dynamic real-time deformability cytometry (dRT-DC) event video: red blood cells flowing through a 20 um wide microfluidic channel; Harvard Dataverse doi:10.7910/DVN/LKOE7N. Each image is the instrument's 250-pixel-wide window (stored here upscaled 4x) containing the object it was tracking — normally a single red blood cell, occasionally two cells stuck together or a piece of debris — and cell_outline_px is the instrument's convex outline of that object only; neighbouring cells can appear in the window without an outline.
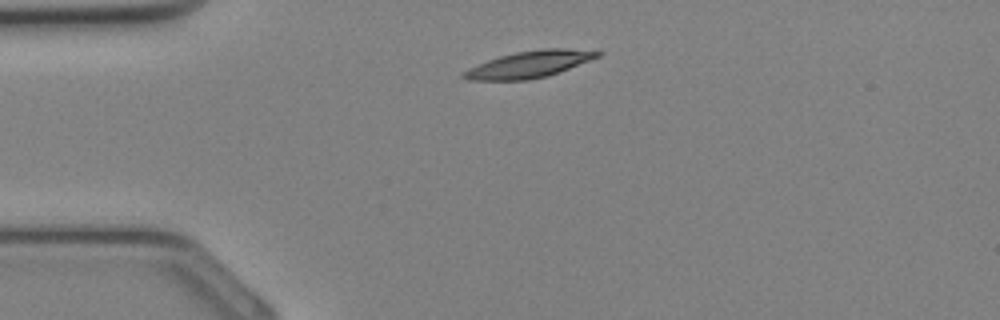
{"species": "Egyptian fruit bat (a non-hibernating species)", "species_latin": "Rousettus aegyptiacus", "temperature_condition": "cold", "stored_images_in_passage": 27, "camera_frame_rate_fps": 3000, "um_per_image_px": 0.085, "animal": {"sex": "female"}, "frame": {"image": 1, "passage_image": 1, "time_ms": 0.0, "image_size_px": [1000, 320], "cell_outline_px": [[604, 52], [600, 56], [548, 76], [528, 80], [468, 80], [460, 76], [460, 72], [468, 68], [488, 60], [500, 56], [516, 52], [544, 48], [564, 48]], "centroid_in_image_um": [44.94, 5.47], "position_along_channel_um": 40.1, "area_um2": 20.75}}
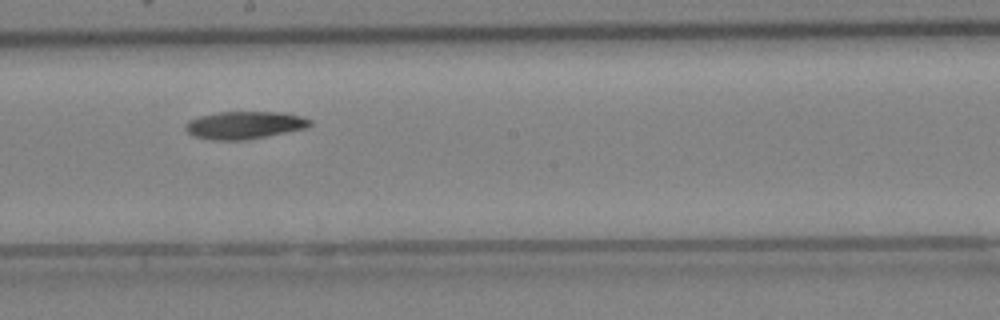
{"frame": {"image": 2, "passage_image": 12, "time_ms": 3.667, "image_size_px": [1000, 320], "cell_outline_px": [[312, 124], [304, 128], [248, 140], [212, 140], [192, 136], [184, 128], [184, 124], [188, 120], [200, 116], [216, 112], [280, 112], [304, 116], [312, 120]], "centroid_in_image_um": [20.75, 10.63], "position_along_channel_um": 227.5, "area_um2": 20.17}}
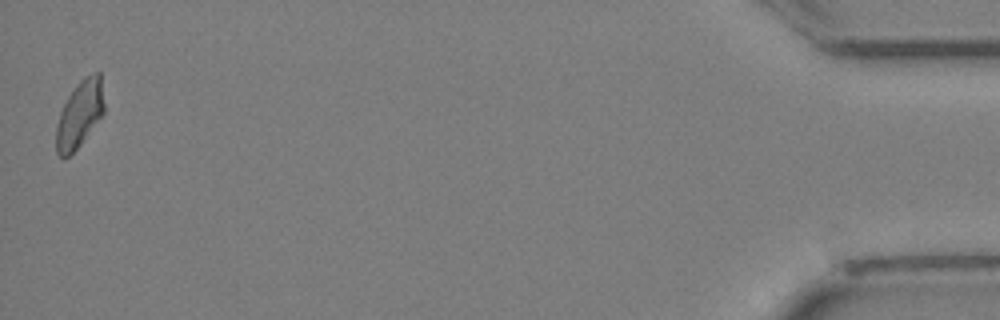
{"frame": {"image": 3, "passage_image": 27, "time_ms": 8.667, "image_size_px": [1000, 320], "cell_outline_px": [[104, 112], [80, 144], [68, 156], [60, 156], [56, 152], [56, 128], [60, 112], [68, 96], [80, 80], [84, 76], [96, 72], [100, 72], [104, 104]], "centroid_in_image_um": [6.76, 9.67], "position_along_channel_um": 428.4, "area_um2": 18.26}}